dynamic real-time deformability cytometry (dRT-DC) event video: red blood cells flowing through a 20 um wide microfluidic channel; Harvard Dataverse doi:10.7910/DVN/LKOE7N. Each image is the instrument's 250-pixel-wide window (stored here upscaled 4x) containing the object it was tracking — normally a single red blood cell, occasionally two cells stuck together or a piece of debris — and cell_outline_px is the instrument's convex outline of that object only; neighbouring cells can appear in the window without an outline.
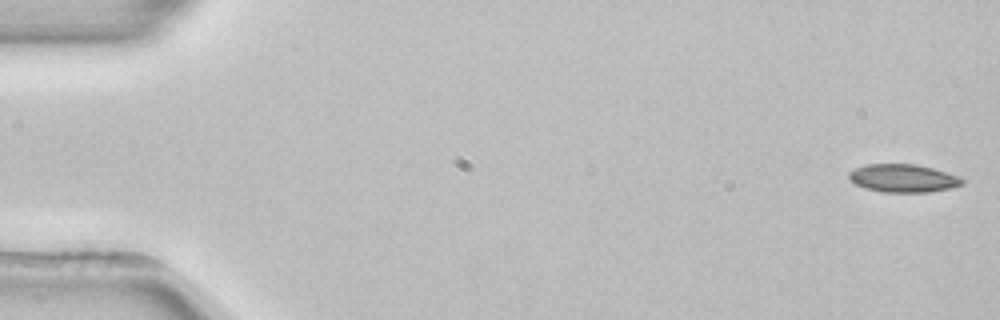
{"species": "common noctule bat (a hibernating species)", "species_latin": "Nyctalus noctula", "temperature_condition": "room temperature", "stored_images_in_passage": 5, "camera_frame_rate_fps": 3000, "um_per_image_px": 0.085, "animal": {"sex": "female", "body_mass_g": 22.7, "forearm_length_mm": 54.2}, "frame": {"image": 1, "passage_image": 1, "time_ms": 0.0, "image_size_px": [1000, 320], "cell_outline_px": [[964, 184], [952, 188], [928, 192], [884, 192], [864, 188], [848, 180], [848, 172], [864, 164], [916, 164], [932, 168], [960, 176], [964, 180]], "centroid_in_image_um": [76.76, 15.15], "position_along_channel_um": 8.2, "area_um2": 18.67}}
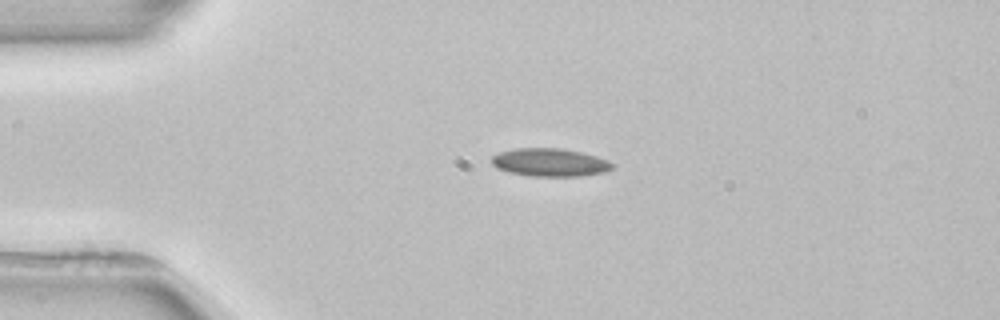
{"frame": {"image": 2, "passage_image": 3, "time_ms": 3.667, "image_size_px": [1000, 320], "cell_outline_px": [[616, 168], [604, 172], [580, 176], [532, 176], [508, 172], [496, 168], [492, 164], [492, 156], [500, 152], [516, 148], [560, 148], [580, 152], [596, 156], [608, 160], [616, 164]], "centroid_in_image_um": [46.78, 13.81], "position_along_channel_um": 38.2, "area_um2": 19.83}}